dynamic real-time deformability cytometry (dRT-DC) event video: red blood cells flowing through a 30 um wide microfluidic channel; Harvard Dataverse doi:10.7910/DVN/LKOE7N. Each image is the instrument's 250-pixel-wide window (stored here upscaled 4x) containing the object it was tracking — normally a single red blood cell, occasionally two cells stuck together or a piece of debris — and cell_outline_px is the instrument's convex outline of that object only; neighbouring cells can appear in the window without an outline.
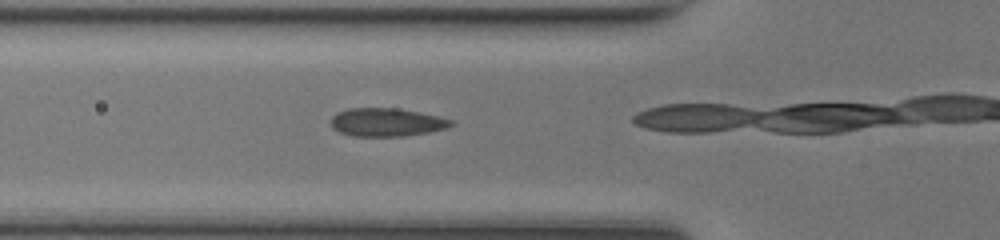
{"species": "common noctule bat (a hibernating species)", "species_latin": "Nyctalus noctula", "temperature_condition": "room temperature", "stored_images_in_passage": 6, "camera_frame_rate_fps": 3000, "um_per_image_px": 0.085, "animal": {"sex": "female", "body_mass_g": 17.0, "forearm_length_mm": 48.0}, "frame": {"image": 1, "passage_image": 3, "time_ms": 0.667, "image_size_px": [1000, 240], "cell_outline_px": [[456, 124], [448, 128], [428, 132], [404, 136], [352, 136], [340, 132], [332, 128], [332, 116], [348, 108], [396, 108], [436, 116], [452, 120]], "centroid_in_image_um": [32.87, 10.4], "position_along_channel_um": 92.9, "area_um2": 19.59}}